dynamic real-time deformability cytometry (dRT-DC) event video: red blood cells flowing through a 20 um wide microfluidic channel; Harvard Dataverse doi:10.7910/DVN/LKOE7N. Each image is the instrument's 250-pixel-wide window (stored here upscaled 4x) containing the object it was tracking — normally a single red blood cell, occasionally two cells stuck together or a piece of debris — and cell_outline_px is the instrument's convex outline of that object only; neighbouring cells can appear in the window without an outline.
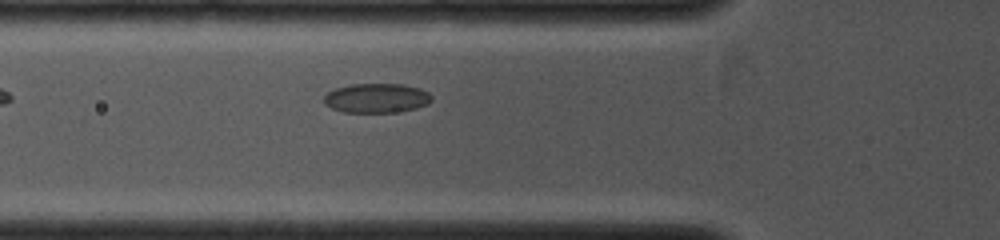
{"species": "common noctule bat (a hibernating species)", "species_latin": "Nyctalus noctula", "temperature_condition": "cold", "stored_images_in_passage": 5, "camera_frame_rate_fps": 4000, "um_per_image_px": 0.085, "animal": {"sex": "female", "body_mass_g": 19.0, "forearm_length_mm": 53.3}, "frame": {"image": 1, "passage_image": 5, "time_ms": 2.25, "image_size_px": [1000, 240], "cell_outline_px": [[432, 100], [428, 104], [416, 108], [396, 112], [344, 112], [332, 108], [324, 104], [324, 96], [328, 92], [336, 88], [352, 84], [404, 84], [420, 88], [428, 92], [432, 96]], "centroid_in_image_um": [32.03, 8.33], "position_along_channel_um": 93.8, "area_um2": 18.5}}